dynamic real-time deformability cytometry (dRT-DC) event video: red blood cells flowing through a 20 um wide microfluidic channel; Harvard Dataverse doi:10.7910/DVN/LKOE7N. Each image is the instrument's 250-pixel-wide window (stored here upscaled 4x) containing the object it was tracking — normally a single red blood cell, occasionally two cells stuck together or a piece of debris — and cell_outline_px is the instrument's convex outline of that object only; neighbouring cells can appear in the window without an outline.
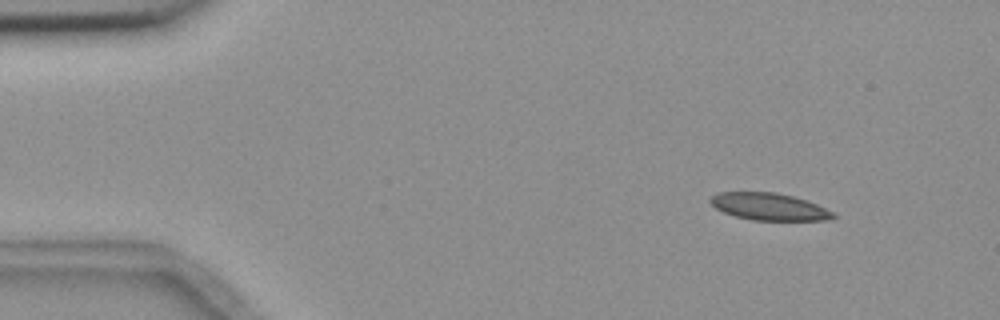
{"species": "common noctule bat (a hibernating species)", "species_latin": "Nyctalus noctula", "temperature_condition": "room temperature", "stored_images_in_passage": 4, "camera_frame_rate_fps": 3000, "um_per_image_px": 0.085, "animal": {"sex": "female", "body_mass_g": 18.4}, "frame": {"image": 1, "passage_image": 1, "time_ms": 0.0, "image_size_px": [1000, 320], "cell_outline_px": [[836, 216], [824, 220], [752, 220], [736, 216], [724, 212], [716, 208], [708, 200], [716, 192], [776, 192], [792, 196], [816, 204], [832, 212]], "centroid_in_image_um": [65.32, 17.56], "position_along_channel_um": 19.7, "area_um2": 19.13}}
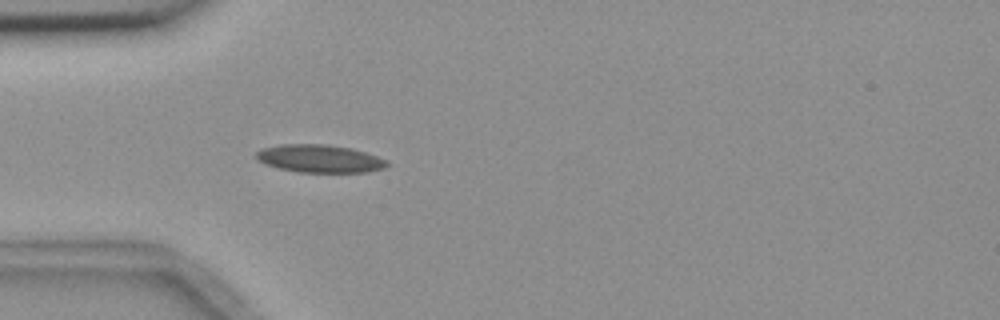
{"frame": {"image": 2, "passage_image": 4, "time_ms": 3.333, "image_size_px": [1000, 320], "cell_outline_px": [[388, 164], [384, 168], [368, 172], [296, 172], [264, 164], [256, 160], [256, 152], [264, 148], [280, 144], [328, 144], [352, 148], [388, 160]], "centroid_in_image_um": [27.16, 13.48], "position_along_channel_um": 57.8, "area_um2": 21.27}}